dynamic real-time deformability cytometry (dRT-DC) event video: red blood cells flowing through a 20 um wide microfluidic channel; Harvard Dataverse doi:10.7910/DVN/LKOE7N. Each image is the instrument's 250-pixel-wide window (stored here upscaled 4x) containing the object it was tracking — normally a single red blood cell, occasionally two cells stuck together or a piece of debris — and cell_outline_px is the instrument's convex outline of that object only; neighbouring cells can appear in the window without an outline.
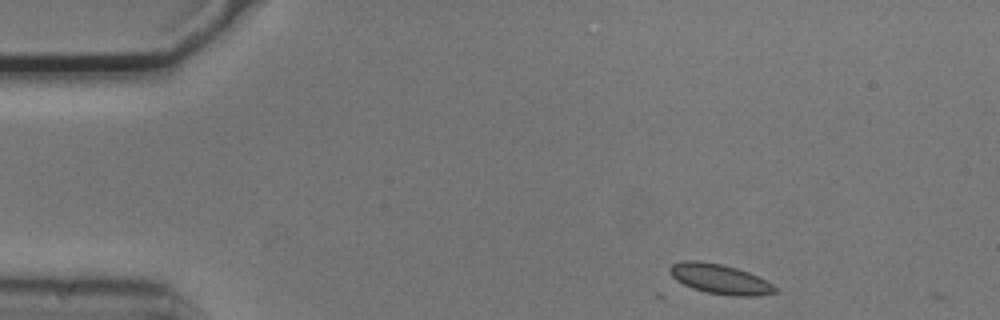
{"species": "common noctule bat (a hibernating species)", "species_latin": "Nyctalus noctula", "temperature_condition": "cold", "stored_images_in_passage": 2, "camera_frame_rate_fps": 3000, "um_per_image_px": 0.085, "animal": {"sex": "male", "body_mass_g": 20.5, "forearm_length_mm": 52.5}, "frame": {"image": 1, "passage_image": 1, "time_ms": 0.0, "image_size_px": [1000, 320], "cell_outline_px": [[776, 292], [760, 296], [732, 296], [708, 292], [692, 288], [676, 280], [668, 272], [668, 268], [672, 264], [684, 260], [696, 260], [720, 264], [736, 268], [748, 272], [772, 284], [776, 288]], "centroid_in_image_um": [61.16, 23.72], "position_along_channel_um": 23.8, "area_um2": 18.15}}